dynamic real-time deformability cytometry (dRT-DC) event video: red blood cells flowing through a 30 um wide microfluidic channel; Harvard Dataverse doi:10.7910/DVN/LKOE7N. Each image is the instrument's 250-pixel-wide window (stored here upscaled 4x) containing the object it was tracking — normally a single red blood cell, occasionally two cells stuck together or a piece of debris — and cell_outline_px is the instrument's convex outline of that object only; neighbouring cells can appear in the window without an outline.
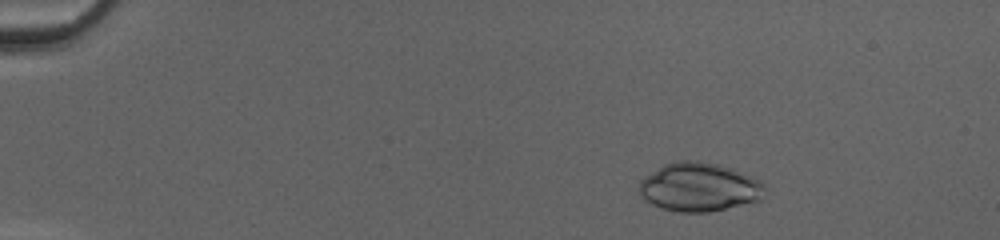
{"species": "common noctule bat (a hibernating species)", "species_latin": "Nyctalus noctula", "temperature_condition": "cold", "stored_images_in_passage": 47, "camera_frame_rate_fps": 3000, "um_per_image_px": 0.085, "animal": {"sex": "female", "body_mass_g": 20.0, "forearm_length_mm": 54.0}, "frame": {"image": 1, "passage_image": 8, "time_ms": 2.333, "image_size_px": [1000, 240], "cell_outline_px": [[764, 188], [760, 200], [708, 212], [680, 212], [660, 208], [644, 200], [640, 196], [636, 188], [640, 180], [644, 176], [664, 164], [676, 160], [696, 160], [716, 164], [728, 168], [760, 180], [764, 184]], "centroid_in_image_um": [59.33, 15.9], "position_along_channel_um": 25.7, "area_um2": 35.6}}
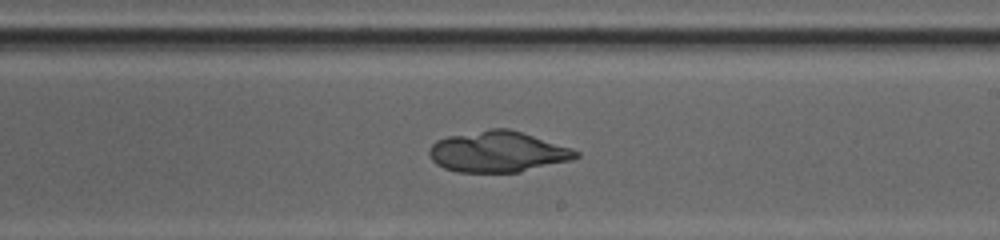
{"frame": {"image": 2, "passage_image": 31, "time_ms": 10.0, "image_size_px": [1000, 240], "cell_outline_px": [[580, 156], [568, 160], [520, 172], [456, 172], [444, 168], [436, 164], [432, 160], [428, 152], [428, 148], [436, 140], [448, 136], [492, 128], [508, 128], [572, 148], [580, 152]], "centroid_in_image_um": [42.27, 12.9], "position_along_channel_um": 246.7, "area_um2": 34.8}}
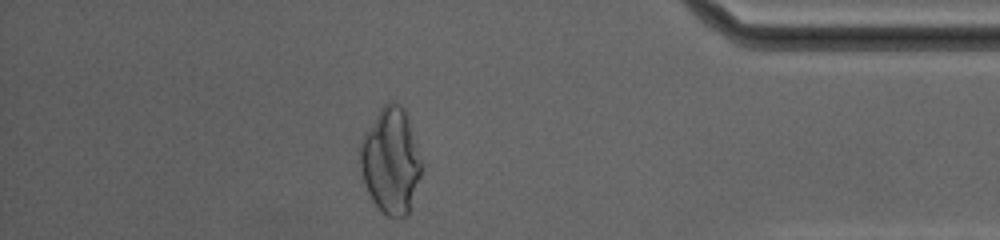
{"frame": {"image": 3, "passage_image": 44, "time_ms": 14.333, "image_size_px": [1000, 240], "cell_outline_px": [[424, 168], [408, 216], [388, 216], [372, 200], [364, 184], [360, 168], [360, 144], [364, 132], [380, 108], [384, 104], [392, 100], [400, 104], [404, 108]], "centroid_in_image_um": [33.22, 13.66], "position_along_channel_um": 402.0, "area_um2": 37.92}}